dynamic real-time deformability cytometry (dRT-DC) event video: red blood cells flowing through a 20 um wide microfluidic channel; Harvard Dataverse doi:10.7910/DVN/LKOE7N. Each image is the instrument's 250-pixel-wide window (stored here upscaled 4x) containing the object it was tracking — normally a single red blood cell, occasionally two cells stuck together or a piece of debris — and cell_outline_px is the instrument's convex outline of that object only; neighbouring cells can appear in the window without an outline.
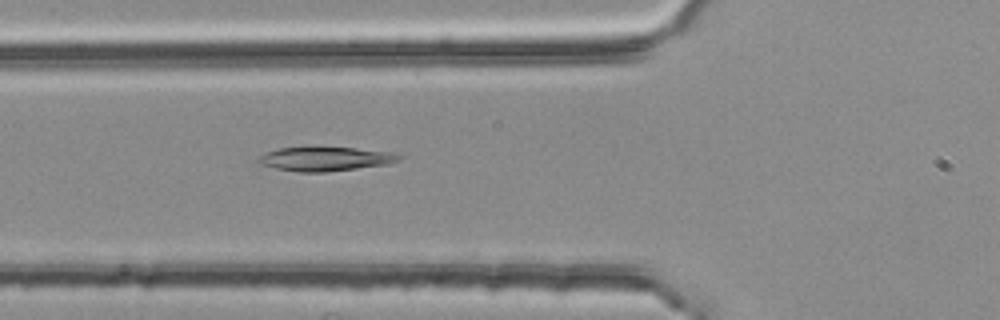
{"species": "common noctule bat (a hibernating species)", "species_latin": "Nyctalus noctula", "temperature_condition": "room temperature", "stored_images_in_passage": 37, "camera_frame_rate_fps": 3000, "um_per_image_px": 0.085, "animal": {"sex": "female", "body_mass_g": 25.1}, "frame": {"image": 1, "passage_image": 9, "time_ms": 2.667, "image_size_px": [1000, 320], "cell_outline_px": [[404, 156], [400, 160], [388, 164], [324, 172], [300, 172], [276, 168], [260, 164], [256, 160], [260, 156], [268, 152], [280, 148], [312, 144], [316, 144], [356, 148], [388, 152]], "centroid_in_image_um": [27.62, 13.46], "position_along_channel_um": 98.2, "area_um2": 20.4}}
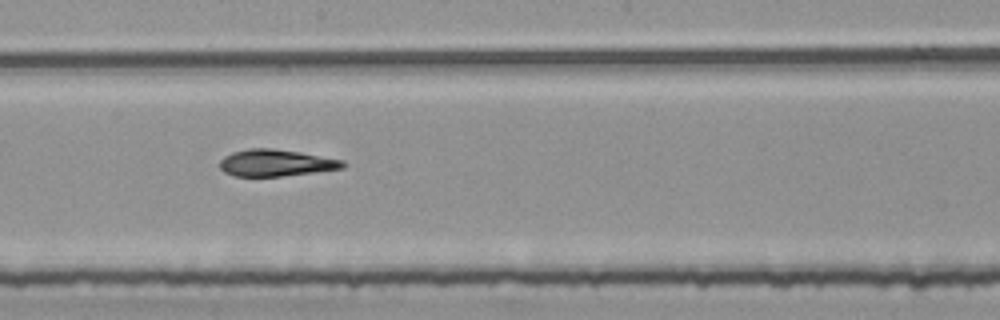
{"frame": {"image": 2, "passage_image": 19, "time_ms": 6.0, "image_size_px": [1000, 320], "cell_outline_px": [[344, 168], [280, 176], [236, 176], [224, 172], [220, 168], [220, 160], [224, 156], [232, 152], [248, 148], [272, 148], [300, 152], [344, 160]], "centroid_in_image_um": [23.42, 13.83], "position_along_channel_um": 224.8, "area_um2": 19.07}}
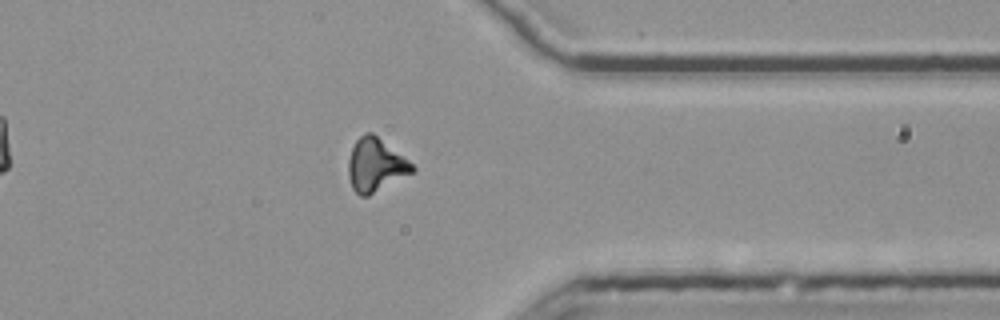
{"frame": {"image": 3, "passage_image": 32, "time_ms": 10.333, "image_size_px": [1000, 320], "cell_outline_px": [[416, 172], [368, 196], [360, 196], [352, 188], [348, 176], [348, 160], [352, 148], [356, 140], [364, 132], [372, 132], [408, 160], [416, 168]], "centroid_in_image_um": [31.93, 14.04], "position_along_channel_um": 379.5, "area_um2": 19.94}, "authors_computed_cell_mechanics": {"area_um2": 19.4208, "velocity_mm_per_s": 3.7863, "shape_relaxation_time_tau1_ms": 5.5326, "shape_relaxation_time_tau2_ms": 4.682, "deformation_change_tau1": 0.1747, "deformation_change_tau2": 0.1326}}